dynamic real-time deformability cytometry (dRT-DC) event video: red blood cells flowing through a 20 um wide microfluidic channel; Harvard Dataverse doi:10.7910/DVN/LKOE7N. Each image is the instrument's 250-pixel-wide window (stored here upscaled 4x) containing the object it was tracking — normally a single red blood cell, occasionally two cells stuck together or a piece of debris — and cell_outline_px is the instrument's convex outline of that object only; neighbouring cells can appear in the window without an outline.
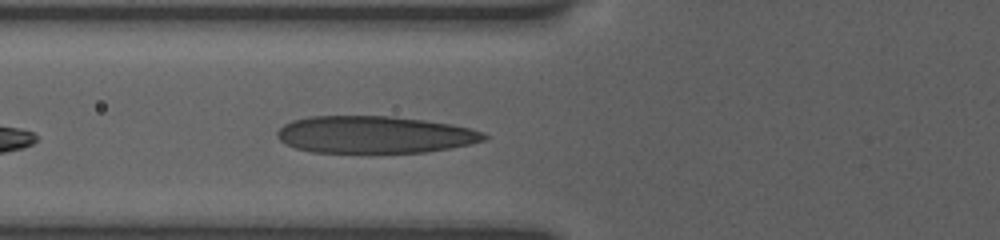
{"species": "human", "species_latin": "Homo sapiens", "temperature_condition": "room temperature", "stored_images_in_passage": 5, "camera_frame_rate_fps": 3000, "um_per_image_px": 0.085, "donor": {"sex": "female"}, "frame": {"image": 1, "passage_image": 5, "time_ms": 4.0, "image_size_px": [1000, 240], "cell_outline_px": [[488, 140], [448, 148], [424, 152], [312, 152], [296, 148], [280, 140], [276, 136], [276, 132], [284, 124], [292, 120], [308, 116], [392, 116], [424, 120], [452, 124], [484, 132], [488, 136]], "centroid_in_image_um": [31.83, 11.43], "position_along_channel_um": 94.0, "area_um2": 44.68}}